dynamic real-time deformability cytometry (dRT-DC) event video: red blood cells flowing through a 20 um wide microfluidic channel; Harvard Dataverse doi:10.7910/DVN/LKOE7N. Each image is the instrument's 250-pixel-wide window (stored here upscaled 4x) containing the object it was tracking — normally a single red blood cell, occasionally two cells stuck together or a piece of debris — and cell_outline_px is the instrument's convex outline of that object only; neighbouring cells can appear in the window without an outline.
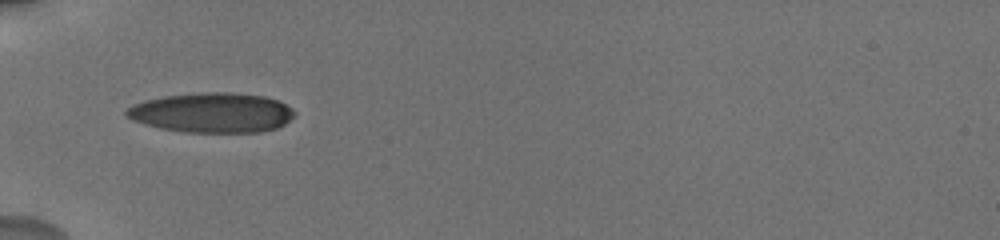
{"species": "human", "species_latin": "Homo sapiens", "temperature_condition": "cold", "stored_images_in_passage": 7, "camera_frame_rate_fps": 3000, "um_per_image_px": 0.085, "donor": {"sex": "male"}, "frame": {"image": 1, "passage_image": 1, "time_ms": 0.0, "image_size_px": [1000, 240], "cell_outline_px": [[296, 112], [284, 124], [276, 128], [260, 132], [184, 132], [160, 128], [144, 124], [132, 120], [124, 112], [124, 108], [132, 104], [144, 100], [164, 96], [204, 92], [228, 92], [264, 96], [276, 100], [292, 108]], "centroid_in_image_um": [17.97, 9.57], "position_along_channel_um": 67.0, "area_um2": 39.02}}
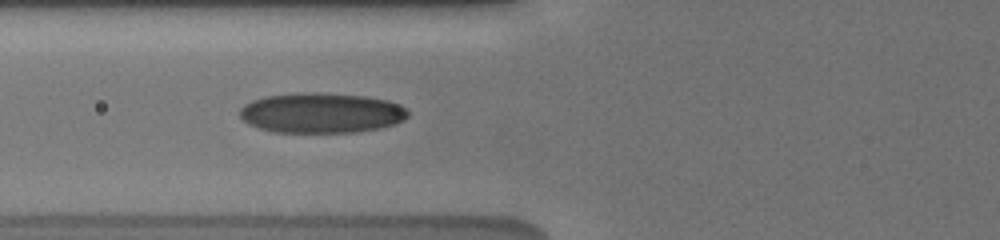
{"frame": {"image": 2, "passage_image": 5, "time_ms": 1.0, "image_size_px": [1000, 240], "cell_outline_px": [[408, 116], [404, 120], [396, 124], [380, 128], [356, 132], [272, 132], [256, 128], [248, 124], [240, 116], [240, 108], [244, 104], [252, 100], [264, 96], [296, 92], [320, 92], [364, 96], [388, 100], [400, 104], [408, 112]], "centroid_in_image_um": [27.29, 9.59], "position_along_channel_um": 98.5, "area_um2": 39.82}}